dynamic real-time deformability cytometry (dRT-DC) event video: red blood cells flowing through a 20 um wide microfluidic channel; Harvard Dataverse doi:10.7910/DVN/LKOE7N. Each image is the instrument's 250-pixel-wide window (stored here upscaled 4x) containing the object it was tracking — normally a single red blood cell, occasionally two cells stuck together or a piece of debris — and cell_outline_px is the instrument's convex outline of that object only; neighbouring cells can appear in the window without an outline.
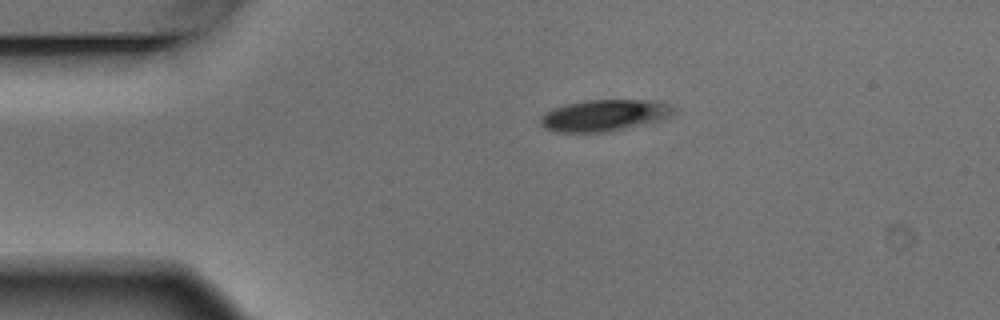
{"species": "Egyptian fruit bat (a non-hibernating species)", "species_latin": "Rousettus aegyptiacus", "temperature_condition": "warm", "stored_images_in_passage": 2, "camera_frame_rate_fps": 3000, "um_per_image_px": 0.085, "animal": {"sex": "male"}, "frame": {"image": 1, "passage_image": 1, "time_ms": 0.0, "image_size_px": [1000, 320], "cell_outline_px": [[676, 112], [660, 120], [608, 132], [556, 132], [544, 128], [540, 124], [540, 116], [556, 108], [568, 104], [588, 100], [656, 100], [672, 104], [676, 108]], "centroid_in_image_um": [51.42, 9.8], "position_along_channel_um": 33.6, "area_um2": 24.39}}